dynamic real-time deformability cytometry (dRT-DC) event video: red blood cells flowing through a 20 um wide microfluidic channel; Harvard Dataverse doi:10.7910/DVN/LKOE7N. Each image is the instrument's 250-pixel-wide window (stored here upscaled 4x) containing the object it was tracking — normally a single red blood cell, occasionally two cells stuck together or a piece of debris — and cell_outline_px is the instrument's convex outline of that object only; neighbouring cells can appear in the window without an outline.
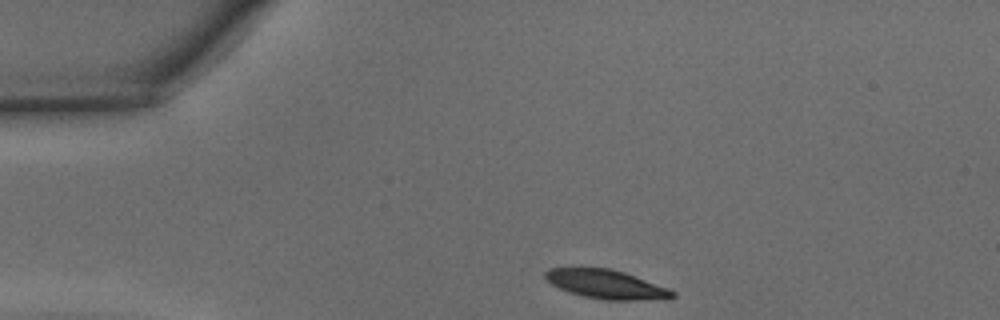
{"species": "common noctule bat (a hibernating species)", "species_latin": "Nyctalus noctula", "temperature_condition": "warm", "stored_images_in_passage": 29, "camera_frame_rate_fps": 3000, "um_per_image_px": 0.085, "animal": {"sex": "male", "body_mass_g": 15.6}, "frame": {"image": 1, "passage_image": 1, "time_ms": 0.0, "image_size_px": [1000, 320], "cell_outline_px": [[676, 296], [636, 300], [604, 300], [584, 296], [568, 292], [552, 284], [544, 276], [544, 272], [548, 268], [612, 268], [624, 272], [668, 288], [676, 292]], "centroid_in_image_um": [51.48, 24.15], "position_along_channel_um": 33.5, "area_um2": 21.1}}
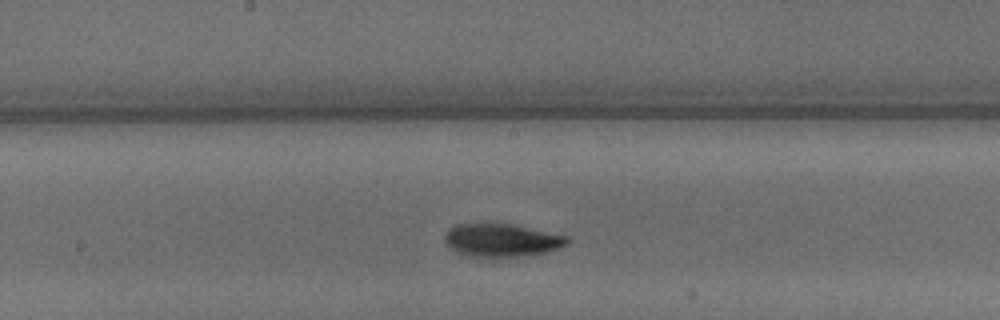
{"frame": {"image": 2, "passage_image": 16, "time_ms": 5.0, "image_size_px": [1000, 320], "cell_outline_px": [[568, 244], [544, 252], [492, 260], [468, 256], [448, 248], [444, 244], [444, 236], [448, 228], [456, 224], [508, 224], [568, 236]], "centroid_in_image_um": [42.53, 20.46], "position_along_channel_um": 205.7, "area_um2": 23.81}}
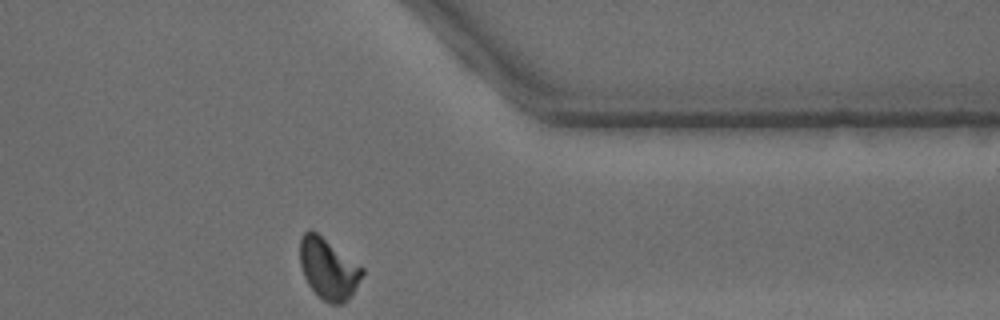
{"frame": {"image": 3, "passage_image": 29, "time_ms": 9.333, "image_size_px": [1000, 320], "cell_outline_px": [[364, 272], [352, 292], [340, 304], [332, 304], [324, 300], [308, 284], [304, 276], [300, 264], [300, 240], [304, 232], [308, 228], [312, 228], [364, 268]], "centroid_in_image_um": [27.87, 22.77], "position_along_channel_um": 383.5, "area_um2": 21.73}, "authors_computed_cell_mechanics": {"area_um2": 22.6576, "velocity_mm_per_s": 4.3603, "shape_relaxation_time_tau1_ms": 3.2662, "shape_relaxation_time_tau2_ms": 2.9815, "deformation_change_tau1": 0.1319, "deformation_change_tau2": 0.069}}